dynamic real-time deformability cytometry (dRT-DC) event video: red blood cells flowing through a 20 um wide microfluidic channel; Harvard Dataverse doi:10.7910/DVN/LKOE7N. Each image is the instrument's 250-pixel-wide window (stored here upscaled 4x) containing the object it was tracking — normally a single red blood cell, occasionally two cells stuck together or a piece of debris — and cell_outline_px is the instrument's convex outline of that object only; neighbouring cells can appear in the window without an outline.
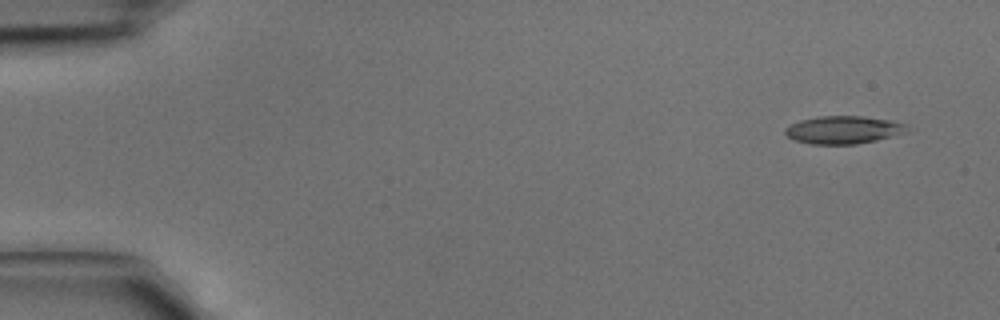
{"species": "common noctule bat (a hibernating species)", "species_latin": "Nyctalus noctula", "temperature_condition": "cold", "stored_images_in_passage": 4, "camera_frame_rate_fps": 3000, "um_per_image_px": 0.085, "animal": {"sex": "male", "body_mass_g": 15.6}, "frame": {"image": 1, "passage_image": 1, "time_ms": 0.0, "image_size_px": [1000, 320], "cell_outline_px": [[912, 128], [904, 132], [876, 140], [856, 144], [812, 144], [792, 140], [784, 132], [784, 128], [800, 120], [820, 116], [864, 116], [892, 120], [908, 124]], "centroid_in_image_um": [71.7, 11.03], "position_along_channel_um": 13.3, "area_um2": 19.83}}
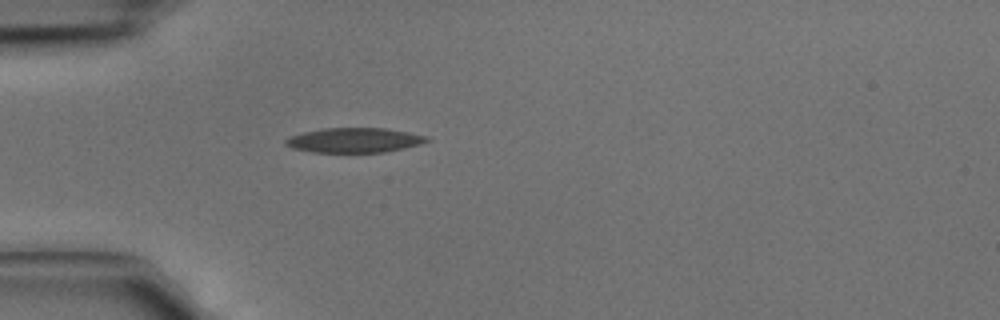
{"frame": {"image": 2, "passage_image": 4, "time_ms": 1.0, "image_size_px": [1000, 320], "cell_outline_px": [[432, 140], [420, 144], [404, 148], [384, 152], [312, 152], [292, 148], [284, 144], [284, 140], [288, 136], [304, 132], [324, 128], [384, 128], [408, 132], [428, 136]], "centroid_in_image_um": [30.11, 11.91], "position_along_channel_um": 54.9, "area_um2": 20.4}}